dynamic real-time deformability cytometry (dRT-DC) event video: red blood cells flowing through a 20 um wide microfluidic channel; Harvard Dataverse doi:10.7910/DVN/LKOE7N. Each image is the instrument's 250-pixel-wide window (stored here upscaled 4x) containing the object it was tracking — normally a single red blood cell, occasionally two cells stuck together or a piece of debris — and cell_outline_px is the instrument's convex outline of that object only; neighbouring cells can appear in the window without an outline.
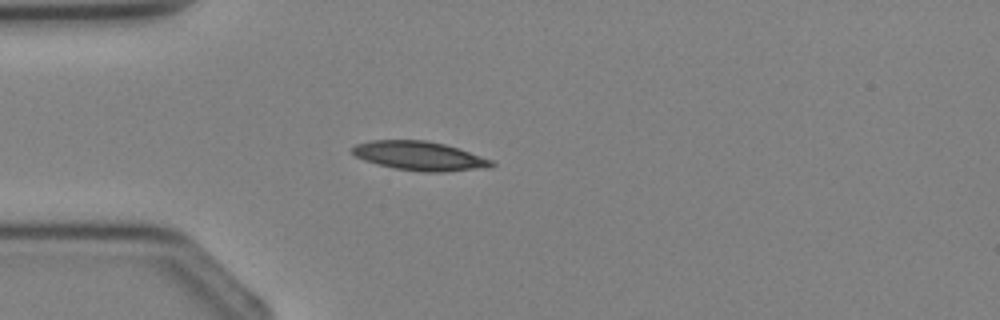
{"species": "Egyptian fruit bat (a non-hibernating species)", "species_latin": "Rousettus aegyptiacus", "temperature_condition": "cold", "stored_images_in_passage": 1, "camera_frame_rate_fps": 3000, "um_per_image_px": 0.085, "animal": {"sex": "female"}, "frame": {"image": 1, "passage_image": 1, "time_ms": 0.0, "image_size_px": [1000, 320], "cell_outline_px": [[496, 164], [488, 168], [440, 172], [424, 172], [396, 168], [364, 160], [356, 156], [352, 152], [352, 148], [356, 144], [372, 140], [424, 140], [444, 144], [460, 148], [492, 160]], "centroid_in_image_um": [35.71, 13.25], "position_along_channel_um": 49.3, "area_um2": 23.41}}